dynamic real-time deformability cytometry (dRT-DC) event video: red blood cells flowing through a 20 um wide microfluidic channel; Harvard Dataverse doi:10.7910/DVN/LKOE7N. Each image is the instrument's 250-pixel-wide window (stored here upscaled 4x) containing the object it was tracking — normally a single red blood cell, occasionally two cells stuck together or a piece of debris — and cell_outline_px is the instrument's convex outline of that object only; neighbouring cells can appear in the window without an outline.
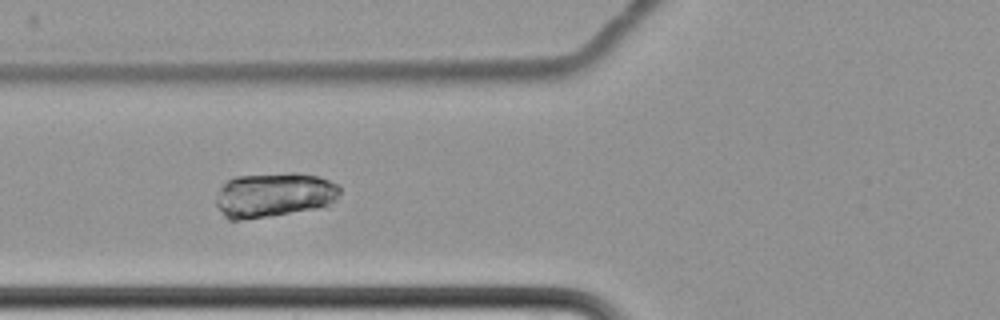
{"species": "common noctule bat (a hibernating species)", "species_latin": "Nyctalus noctula", "temperature_condition": "cold", "stored_images_in_passage": 7, "camera_frame_rate_fps": 3000, "um_per_image_px": 0.085, "animal": {"sex": "female", "body_mass_g": 22.7, "forearm_length_mm": 54.2}, "frame": {"image": 1, "passage_image": 7, "time_ms": 7.667, "image_size_px": [1000, 320], "cell_outline_px": [[340, 192], [328, 208], [236, 220], [228, 220], [224, 216], [216, 204], [216, 200], [220, 188], [228, 180], [236, 176], [288, 172], [296, 172], [316, 176], [328, 180], [336, 184], [340, 188]], "centroid_in_image_um": [23.33, 16.57], "position_along_channel_um": 102.5, "area_um2": 32.43}}